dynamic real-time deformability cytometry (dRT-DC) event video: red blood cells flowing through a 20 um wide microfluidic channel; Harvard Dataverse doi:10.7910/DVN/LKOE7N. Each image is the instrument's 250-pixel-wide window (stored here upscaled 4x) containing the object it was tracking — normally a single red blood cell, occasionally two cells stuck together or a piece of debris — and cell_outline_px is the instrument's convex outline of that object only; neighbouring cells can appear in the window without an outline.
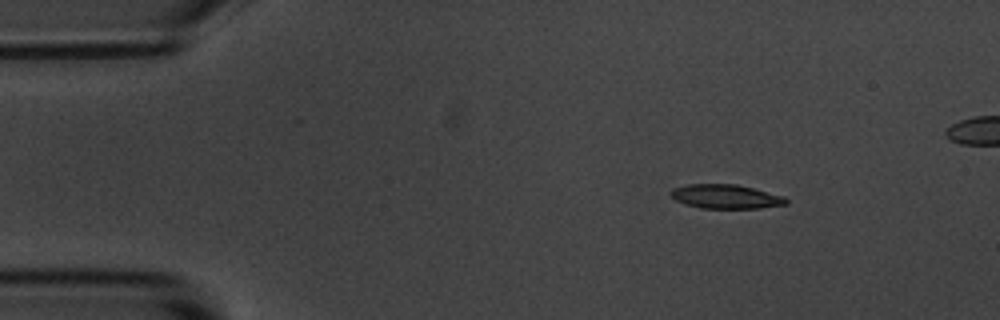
{"species": "common noctule bat (a hibernating species)", "species_latin": "Nyctalus noctula", "temperature_condition": "room temperature", "stored_images_in_passage": 4, "camera_frame_rate_fps": 3000, "um_per_image_px": 0.085, "animal": {"sex": "male", "body_mass_g": 20.1, "forearm_length_mm": 53.5}, "frame": {"image": 1, "passage_image": 1, "time_ms": 0.0, "image_size_px": [1000, 320], "cell_outline_px": [[788, 204], [760, 208], [700, 208], [684, 204], [676, 200], [668, 192], [672, 188], [688, 184], [736, 184], [784, 196], [788, 200]], "centroid_in_image_um": [61.67, 16.71], "position_along_channel_um": 23.3, "area_um2": 16.24}}